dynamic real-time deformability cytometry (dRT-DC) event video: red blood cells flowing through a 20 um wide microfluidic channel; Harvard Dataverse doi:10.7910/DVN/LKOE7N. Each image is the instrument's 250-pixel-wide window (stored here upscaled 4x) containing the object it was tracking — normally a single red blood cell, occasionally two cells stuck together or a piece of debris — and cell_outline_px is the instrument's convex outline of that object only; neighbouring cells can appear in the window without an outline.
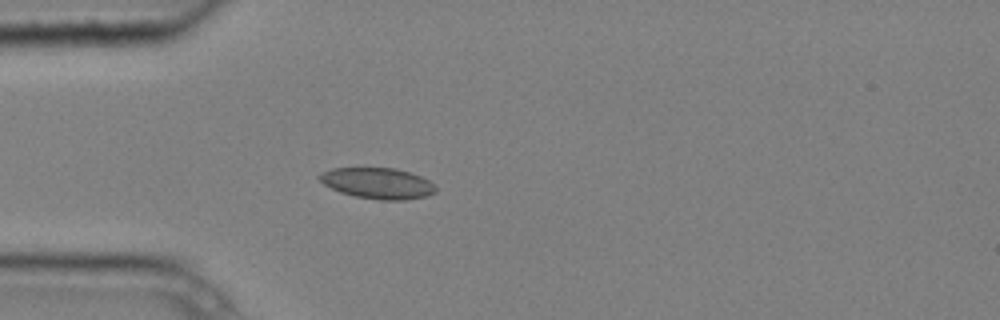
{"species": "common noctule bat (a hibernating species)", "species_latin": "Nyctalus noctula", "temperature_condition": "cold", "stored_images_in_passage": 4, "camera_frame_rate_fps": 3000, "um_per_image_px": 0.085, "animal": {"sex": "male", "body_mass_g": 20.4}, "frame": {"image": 1, "passage_image": 4, "time_ms": 1.0, "image_size_px": [1000, 320], "cell_outline_px": [[436, 192], [428, 196], [404, 200], [380, 200], [356, 196], [340, 192], [324, 184], [316, 176], [332, 168], [396, 168], [420, 176], [428, 180], [436, 188]], "centroid_in_image_um": [32.11, 15.58], "position_along_channel_um": 52.9, "area_um2": 20.81}}